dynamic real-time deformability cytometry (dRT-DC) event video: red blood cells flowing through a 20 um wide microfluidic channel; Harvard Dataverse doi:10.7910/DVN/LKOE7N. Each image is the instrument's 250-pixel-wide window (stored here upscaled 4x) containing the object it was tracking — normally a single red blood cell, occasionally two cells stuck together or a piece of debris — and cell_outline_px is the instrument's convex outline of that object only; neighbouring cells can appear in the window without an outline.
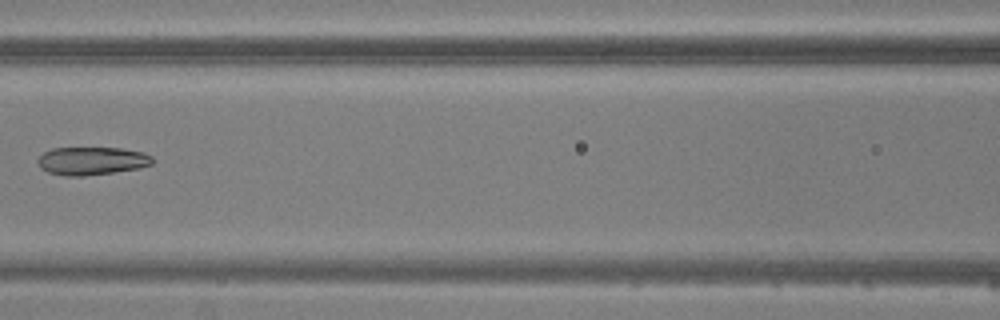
{"species": "common noctule bat (a hibernating species)", "species_latin": "Nyctalus noctula", "temperature_condition": "warm", "stored_images_in_passage": 6, "camera_frame_rate_fps": 3000, "um_per_image_px": 0.085, "animal": {"sex": "male", "body_mass_g": 20.5, "forearm_length_mm": 52.5}, "frame": {"image": 1, "passage_image": 6, "time_ms": 6.0, "image_size_px": [1000, 320], "cell_outline_px": [[152, 164], [140, 168], [112, 172], [80, 176], [64, 176], [48, 172], [40, 168], [36, 160], [44, 152], [52, 148], [120, 148], [144, 152], [152, 156]], "centroid_in_image_um": [7.78, 13.67], "position_along_channel_um": 158.8, "area_um2": 18.73}}